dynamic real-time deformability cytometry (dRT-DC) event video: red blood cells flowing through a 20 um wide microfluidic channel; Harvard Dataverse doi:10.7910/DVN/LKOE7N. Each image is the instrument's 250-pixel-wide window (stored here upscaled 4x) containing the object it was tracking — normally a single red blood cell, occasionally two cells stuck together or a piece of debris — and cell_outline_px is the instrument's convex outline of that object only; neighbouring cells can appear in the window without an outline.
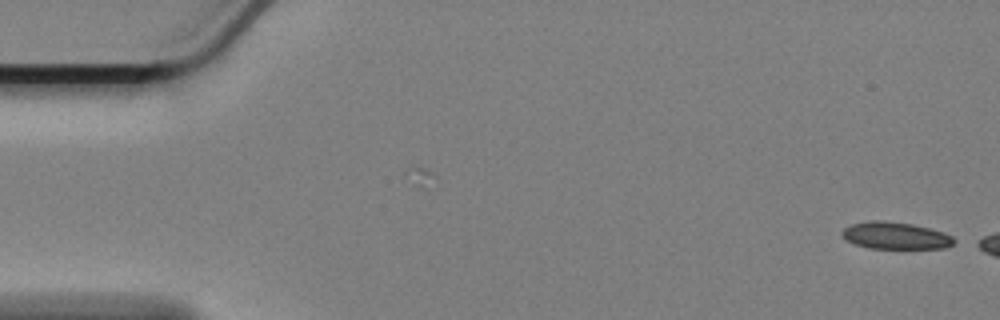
{"species": "Egyptian fruit bat (a non-hibernating species)", "species_latin": "Rousettus aegyptiacus", "temperature_condition": "cold", "stored_images_in_passage": 15, "camera_frame_rate_fps": 3000, "um_per_image_px": 0.085, "animal": {"sex": "female"}, "frame": {"image": 1, "passage_image": 1, "time_ms": 0.0, "image_size_px": [1000, 320], "cell_outline_px": [[956, 240], [952, 244], [944, 248], [868, 248], [856, 244], [848, 240], [840, 232], [844, 228], [852, 224], [872, 220], [880, 220], [912, 224], [944, 232], [952, 236]], "centroid_in_image_um": [76.13, 20.02], "position_along_channel_um": 8.9, "area_um2": 17.4}}
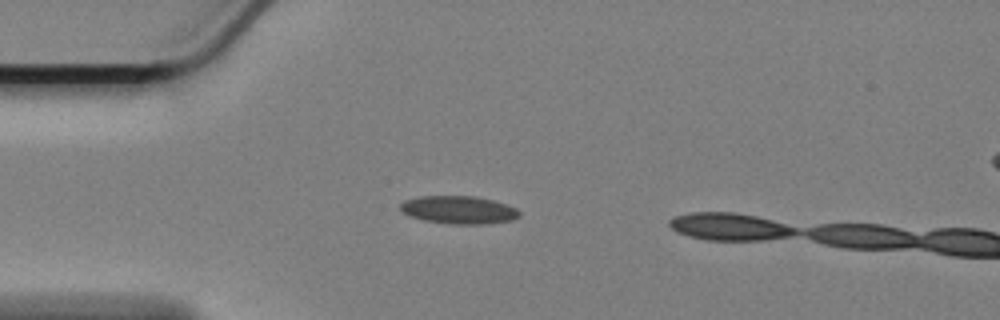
{"frame": {"image": 2, "passage_image": 14, "time_ms": 4.333, "image_size_px": [1000, 320], "cell_outline_px": [[520, 216], [512, 220], [488, 224], [452, 224], [424, 220], [412, 216], [404, 212], [400, 208], [400, 204], [404, 200], [420, 196], [476, 196], [492, 200], [516, 208], [520, 212]], "centroid_in_image_um": [39.01, 17.84], "position_along_channel_um": 46.0, "area_um2": 19.25}}